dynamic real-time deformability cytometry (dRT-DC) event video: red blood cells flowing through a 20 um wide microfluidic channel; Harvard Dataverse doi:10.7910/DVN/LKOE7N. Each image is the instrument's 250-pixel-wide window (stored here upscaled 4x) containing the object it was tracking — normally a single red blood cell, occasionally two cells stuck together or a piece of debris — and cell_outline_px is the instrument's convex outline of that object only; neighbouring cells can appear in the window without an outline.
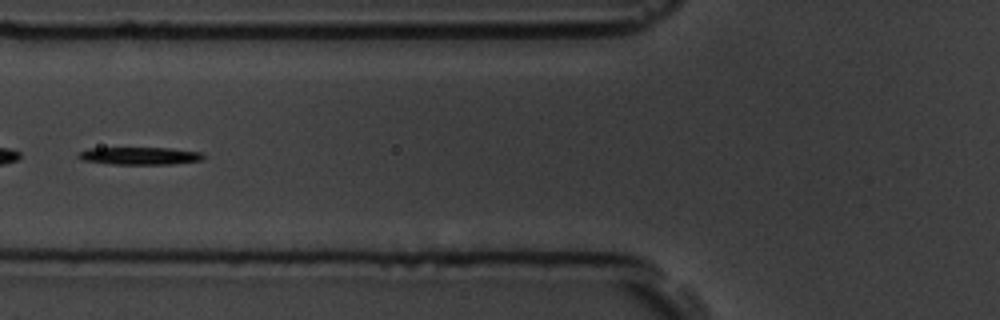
{"species": "common noctule bat (a hibernating species)", "species_latin": "Nyctalus noctula", "temperature_condition": "room temperature", "stored_images_in_passage": 6, "camera_frame_rate_fps": 3000, "um_per_image_px": 0.085, "animal": {"sex": "male", "body_mass_g": 19.5, "forearm_length_mm": 54.6}, "frame": {"image": 1, "passage_image": 6, "time_ms": 6.667, "image_size_px": [1000, 320], "cell_outline_px": [[204, 160], [172, 164], [112, 164], [84, 160], [76, 156], [80, 152], [88, 148], [168, 148], [200, 152], [204, 156]], "centroid_in_image_um": [11.89, 13.25], "position_along_channel_um": 113.9, "area_um2": 12.66}}